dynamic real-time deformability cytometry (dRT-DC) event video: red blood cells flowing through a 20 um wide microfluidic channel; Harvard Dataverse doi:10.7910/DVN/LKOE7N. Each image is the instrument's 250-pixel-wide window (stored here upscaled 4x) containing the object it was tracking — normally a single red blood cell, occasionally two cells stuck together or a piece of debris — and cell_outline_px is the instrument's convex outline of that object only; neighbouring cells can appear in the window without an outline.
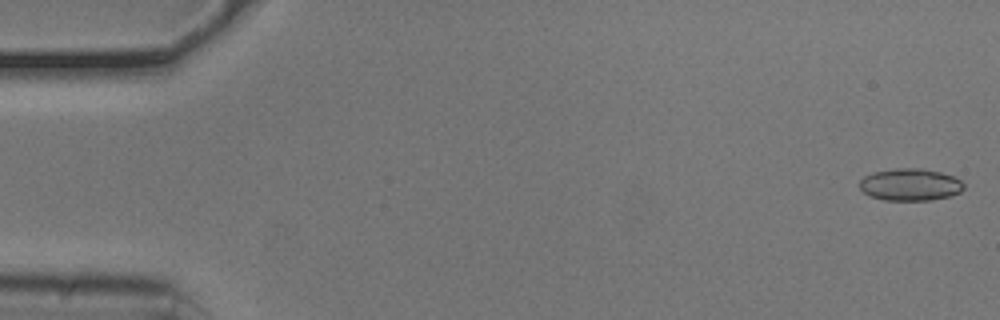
{"species": "common noctule bat (a hibernating species)", "species_latin": "Nyctalus noctula", "temperature_condition": "cold", "stored_images_in_passage": 53, "camera_frame_rate_fps": 3000, "um_per_image_px": 0.085, "animal": {"sex": "male", "body_mass_g": 20.5, "forearm_length_mm": 52.5}, "frame": {"image": 1, "passage_image": 1, "time_ms": 0.0, "image_size_px": [1000, 320], "cell_outline_px": [[964, 188], [960, 192], [948, 196], [932, 200], [884, 200], [868, 196], [860, 188], [860, 180], [864, 176], [872, 172], [896, 168], [924, 168], [940, 172], [952, 176], [960, 180], [964, 184]], "centroid_in_image_um": [77.34, 15.69], "position_along_channel_um": 7.7, "area_um2": 19.59}}
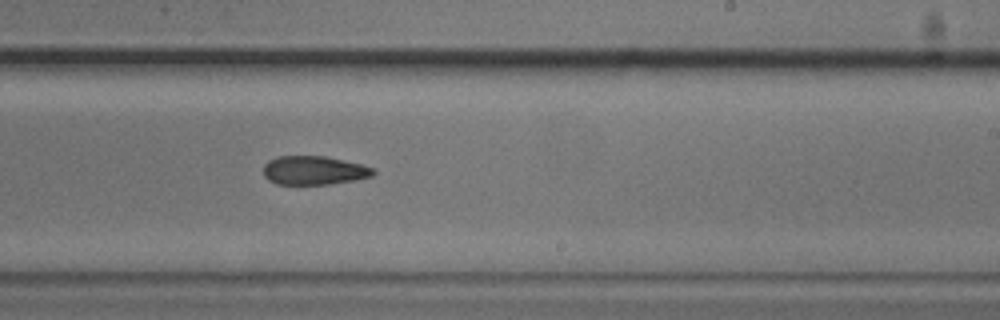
{"frame": {"image": 2, "passage_image": 32, "time_ms": 10.333, "image_size_px": [1000, 320], "cell_outline_px": [[376, 172], [372, 176], [352, 180], [328, 184], [276, 184], [268, 180], [264, 176], [264, 164], [268, 160], [276, 156], [324, 156], [360, 164], [372, 168]], "centroid_in_image_um": [26.63, 14.48], "position_along_channel_um": 262.4, "area_um2": 18.26}}
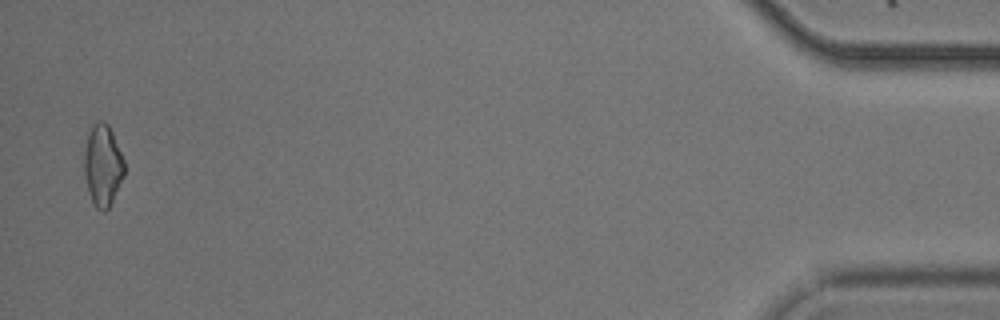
{"frame": {"image": 3, "passage_image": 52, "time_ms": 17.0, "image_size_px": [1000, 320], "cell_outline_px": [[124, 176], [108, 208], [104, 212], [100, 212], [96, 208], [88, 192], [84, 176], [84, 152], [88, 132], [92, 124], [96, 120], [104, 120], [108, 124], [112, 132], [124, 160]], "centroid_in_image_um": [8.71, 14.03], "position_along_channel_um": 426.5, "area_um2": 19.19}, "authors_computed_cell_mechanics": {"area_um2": 19.5364, "velocity_mm_per_s": 3.7979, "shape_relaxation_time_tau1_ms": 6.0348, "shape_relaxation_time_tau2_ms": 10.4268, "deformation_change_tau1": 0.1174, "deformation_change_tau2": 0.2122}}